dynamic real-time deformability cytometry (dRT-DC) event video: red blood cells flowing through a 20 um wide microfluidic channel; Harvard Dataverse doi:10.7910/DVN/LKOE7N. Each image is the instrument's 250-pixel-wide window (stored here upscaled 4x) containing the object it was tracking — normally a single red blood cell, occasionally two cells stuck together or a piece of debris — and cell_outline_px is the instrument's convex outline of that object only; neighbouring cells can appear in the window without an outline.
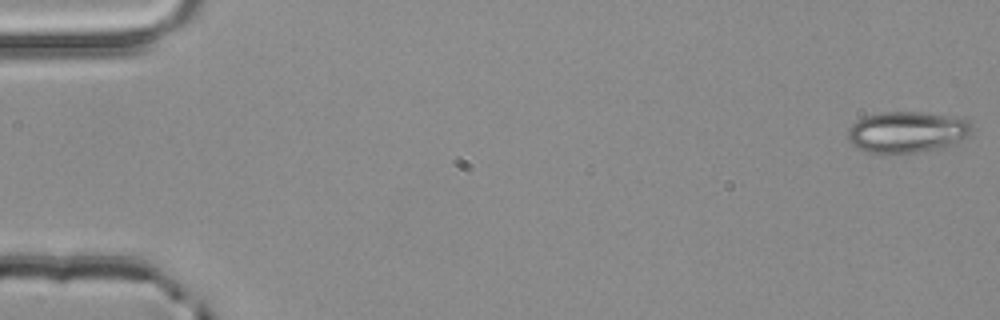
{"species": "common noctule bat (a hibernating species)", "species_latin": "Nyctalus noctula", "temperature_condition": "room temperature", "stored_images_in_passage": 4, "camera_frame_rate_fps": 3000, "um_per_image_px": 0.085, "animal": {"sex": "male", "body_mass_g": 20.4}, "frame": {"image": 1, "passage_image": 1, "time_ms": 0.0, "image_size_px": [1000, 320], "cell_outline_px": [[972, 132], [968, 136], [952, 144], [916, 152], [884, 156], [868, 152], [856, 148], [848, 140], [848, 132], [852, 124], [856, 120], [864, 116], [884, 112], [916, 112], [944, 116], [968, 120], [972, 128]], "centroid_in_image_um": [77.01, 11.26], "position_along_channel_um": 8.0, "area_um2": 29.77}}